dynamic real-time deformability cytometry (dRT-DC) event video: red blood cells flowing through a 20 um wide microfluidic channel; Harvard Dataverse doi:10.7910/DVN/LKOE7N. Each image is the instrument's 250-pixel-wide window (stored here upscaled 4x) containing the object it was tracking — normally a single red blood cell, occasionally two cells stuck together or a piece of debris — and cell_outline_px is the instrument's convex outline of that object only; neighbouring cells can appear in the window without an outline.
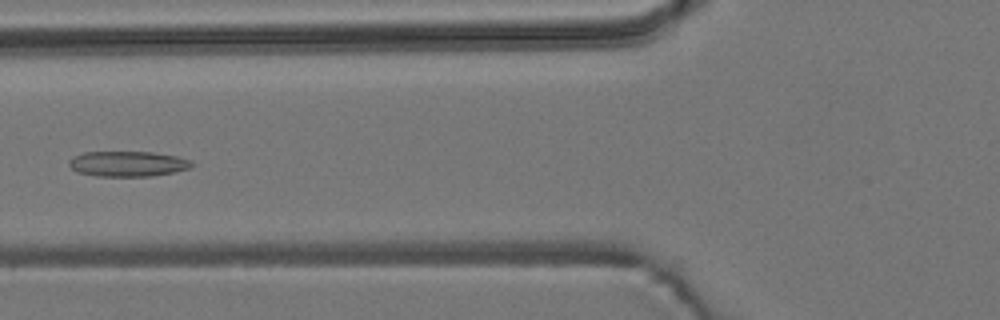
{"species": "common noctule bat (a hibernating species)", "species_latin": "Nyctalus noctula", "temperature_condition": "room temperature", "stored_images_in_passage": 5, "camera_frame_rate_fps": 3000, "um_per_image_px": 0.085, "animal": {"sex": "male", "body_mass_g": 19.2, "forearm_length_mm": 51.8}, "frame": {"image": 1, "passage_image": 5, "time_ms": 6.0, "image_size_px": [1000, 320], "cell_outline_px": [[196, 164], [188, 168], [172, 172], [152, 176], [96, 176], [76, 172], [68, 164], [68, 160], [72, 156], [84, 152], [152, 152], [176, 156], [192, 160]], "centroid_in_image_um": [10.83, 13.92], "position_along_channel_um": 115.0, "area_um2": 18.21}}